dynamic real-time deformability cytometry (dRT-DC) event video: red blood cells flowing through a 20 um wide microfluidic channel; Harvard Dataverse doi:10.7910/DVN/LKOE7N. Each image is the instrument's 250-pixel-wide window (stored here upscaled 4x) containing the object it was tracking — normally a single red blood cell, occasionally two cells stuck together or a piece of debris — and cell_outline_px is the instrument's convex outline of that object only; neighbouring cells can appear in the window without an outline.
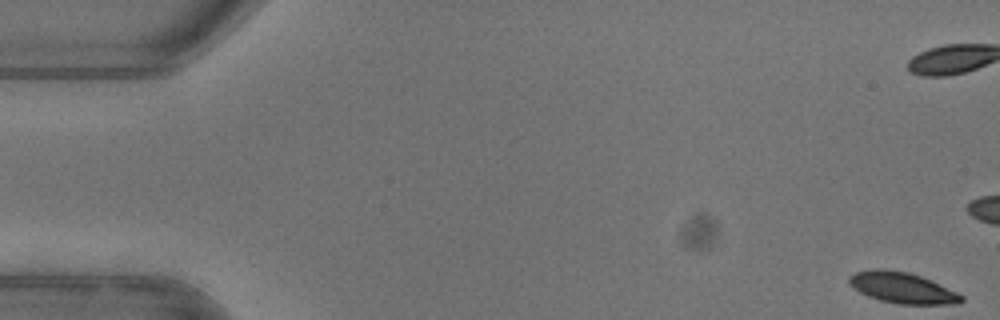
{"species": "common noctule bat (a hibernating species)", "species_latin": "Nyctalus noctula", "temperature_condition": "warm", "stored_images_in_passage": 53, "camera_frame_rate_fps": 3000, "um_per_image_px": 0.085, "animal": {"sex": "female"}, "frame": {"image": 1, "passage_image": 1, "time_ms": 0.0, "image_size_px": [1000, 320], "cell_outline_px": [[964, 300], [960, 304], [900, 304], [880, 300], [868, 296], [860, 292], [848, 284], [848, 276], [856, 272], [876, 268], [884, 268], [908, 272], [932, 280], [964, 296]], "centroid_in_image_um": [76.69, 24.45], "position_along_channel_um": 8.3, "area_um2": 20.35}, "authors_computed_cell_mechanics": {"area_um2": 22.0218, "velocity_mm_per_s": 3.938, "shape_relaxation_time_tau1_ms": 2.915, "shape_relaxation_time_tau2_ms": null, "deformation_change_tau1": 0.1422, "deformation_change_tau2": null}}